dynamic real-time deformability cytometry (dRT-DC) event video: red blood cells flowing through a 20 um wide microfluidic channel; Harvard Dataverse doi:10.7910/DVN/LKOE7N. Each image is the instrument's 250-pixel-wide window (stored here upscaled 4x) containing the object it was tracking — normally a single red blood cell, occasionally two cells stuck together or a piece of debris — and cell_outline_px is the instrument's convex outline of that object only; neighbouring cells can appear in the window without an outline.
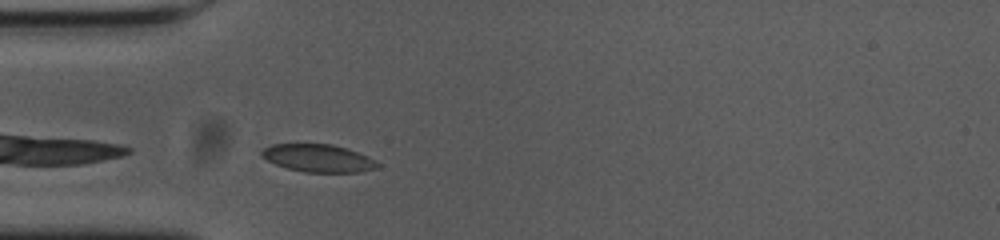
{"species": "common noctule bat (a hibernating species)", "species_latin": "Nyctalus noctula", "temperature_condition": "cold", "stored_images_in_passage": 29, "camera_frame_rate_fps": 3000, "um_per_image_px": 0.085, "animal": {"sex": "female", "body_mass_g": 23.0, "forearm_length_mm": 53.4}, "frame": {"image": 1, "passage_image": 2, "time_ms": 0.333, "image_size_px": [1000, 240], "cell_outline_px": [[380, 168], [360, 172], [304, 172], [288, 168], [276, 164], [260, 156], [260, 152], [264, 148], [272, 144], [332, 144], [348, 148], [368, 156], [376, 160], [380, 164]], "centroid_in_image_um": [27.1, 13.44], "position_along_channel_um": 57.9, "area_um2": 18.84}}
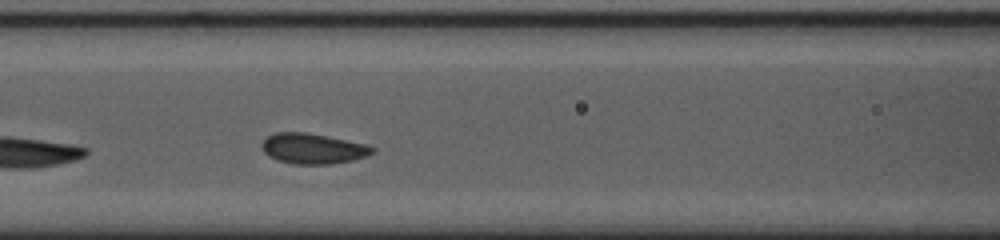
{"frame": {"image": 2, "passage_image": 9, "time_ms": 2.667, "image_size_px": [1000, 240], "cell_outline_px": [[376, 152], [352, 160], [332, 164], [292, 164], [268, 156], [264, 152], [260, 144], [268, 136], [276, 132], [304, 132], [368, 144], [376, 148]], "centroid_in_image_um": [26.61, 12.63], "position_along_channel_um": 140.0, "area_um2": 19.54}}
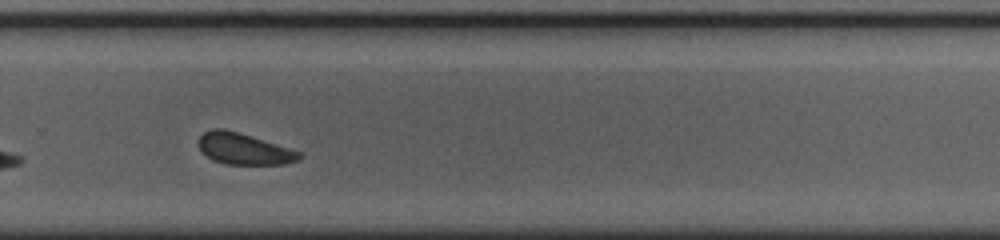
{"frame": {"image": 3, "passage_image": 23, "time_ms": 7.333, "image_size_px": [1000, 240], "cell_outline_px": [[304, 156], [296, 160], [284, 164], [224, 164], [212, 160], [196, 144], [200, 136], [204, 132], [212, 128], [224, 128], [240, 132], [304, 152]], "centroid_in_image_um": [20.75, 12.64], "position_along_channel_um": 309.0, "area_um2": 18.67}, "authors_computed_cell_mechanics": {"area_um2": 19.1896, "velocity_mm_per_s": 3.6274, "shape_relaxation_time_tau1_ms": 5.0598, "shape_relaxation_time_tau2_ms": null, "deformation_change_tau1": 0.0658, "deformation_change_tau2": null}}